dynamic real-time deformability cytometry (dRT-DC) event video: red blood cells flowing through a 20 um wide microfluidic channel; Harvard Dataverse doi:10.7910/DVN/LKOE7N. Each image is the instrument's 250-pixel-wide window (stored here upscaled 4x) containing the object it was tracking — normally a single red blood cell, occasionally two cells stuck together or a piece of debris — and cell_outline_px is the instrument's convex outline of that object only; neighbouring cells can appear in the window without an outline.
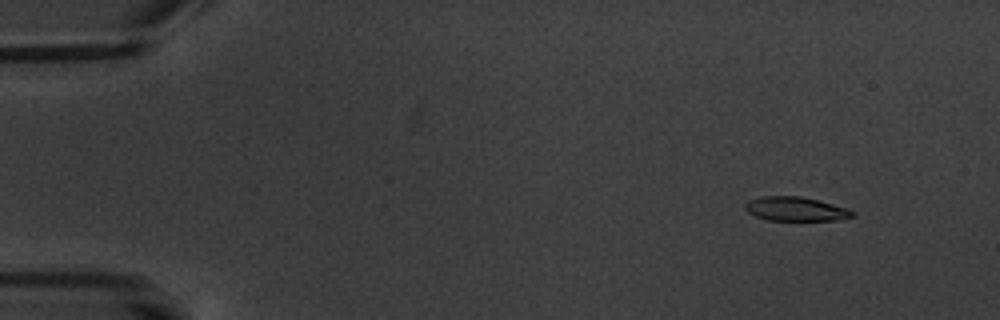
{"species": "common noctule bat (a hibernating species)", "species_latin": "Nyctalus noctula", "temperature_condition": "warm", "stored_images_in_passage": 5, "camera_frame_rate_fps": 3000, "um_per_image_px": 0.085, "animal": {"sex": "male", "body_mass_g": 20.1, "forearm_length_mm": 53.5}, "frame": {"image": 1, "passage_image": 2, "time_ms": 1.0, "image_size_px": [1000, 320], "cell_outline_px": [[856, 216], [836, 220], [768, 220], [756, 216], [748, 212], [744, 208], [744, 204], [748, 200], [760, 196], [800, 196], [848, 208], [856, 212]], "centroid_in_image_um": [67.63, 17.76], "position_along_channel_um": 17.4, "area_um2": 15.09}}
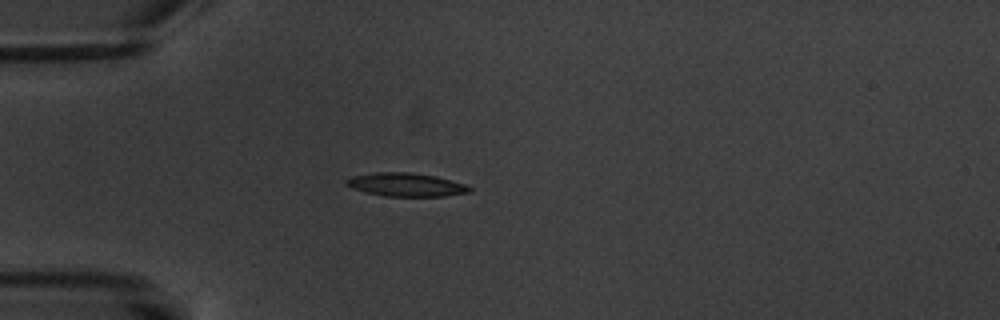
{"frame": {"image": 2, "passage_image": 5, "time_ms": 4.667, "image_size_px": [1000, 320], "cell_outline_px": [[472, 188], [468, 192], [444, 196], [384, 196], [352, 188], [344, 184], [344, 180], [352, 176], [376, 172], [412, 172], [436, 176], [464, 184]], "centroid_in_image_um": [34.47, 15.69], "position_along_channel_um": 50.5, "area_um2": 16.7}}